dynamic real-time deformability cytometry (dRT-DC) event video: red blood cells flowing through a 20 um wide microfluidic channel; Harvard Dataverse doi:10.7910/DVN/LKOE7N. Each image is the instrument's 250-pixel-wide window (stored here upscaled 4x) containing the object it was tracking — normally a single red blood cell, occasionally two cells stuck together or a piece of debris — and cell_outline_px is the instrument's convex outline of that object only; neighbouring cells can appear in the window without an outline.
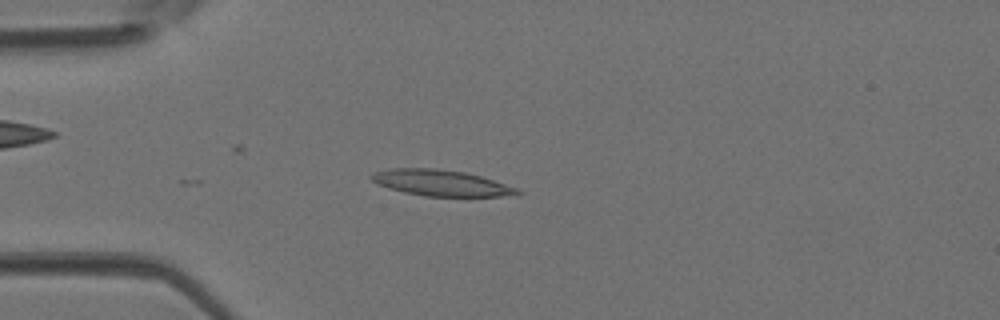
{"species": "Egyptian fruit bat (a non-hibernating species)", "species_latin": "Rousettus aegyptiacus", "temperature_condition": "room temperature", "stored_images_in_passage": 24, "camera_frame_rate_fps": 3000, "um_per_image_px": 0.085, "animal": {"sex": "female"}, "frame": {"image": 1, "passage_image": 12, "time_ms": 3.667, "image_size_px": [1000, 320], "cell_outline_px": [[524, 192], [516, 196], [424, 196], [404, 192], [388, 188], [376, 184], [368, 176], [372, 172], [392, 168], [436, 168], [464, 172], [480, 176], [520, 188]], "centroid_in_image_um": [37.51, 15.55], "position_along_channel_um": 47.5, "area_um2": 22.43}}
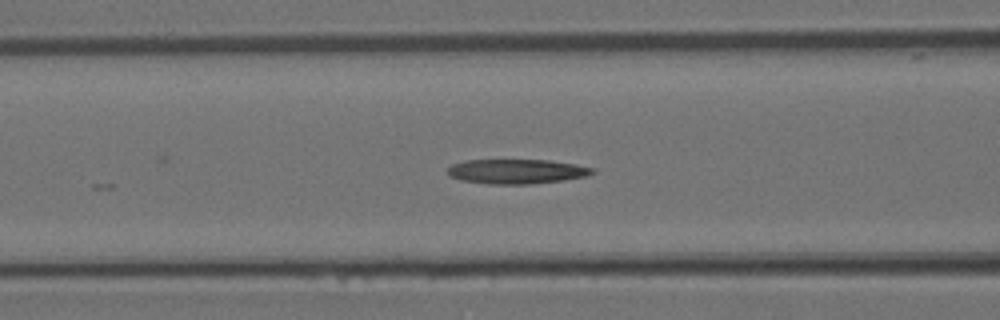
{"frame": {"image": 2, "passage_image": 18, "time_ms": 5.667, "image_size_px": [1000, 320], "cell_outline_px": [[596, 172], [588, 176], [564, 180], [528, 184], [488, 184], [460, 180], [448, 176], [448, 168], [452, 164], [464, 160], [548, 160], [572, 164], [592, 168]], "centroid_in_image_um": [43.87, 14.58], "position_along_channel_um": 122.7, "area_um2": 20.75}}
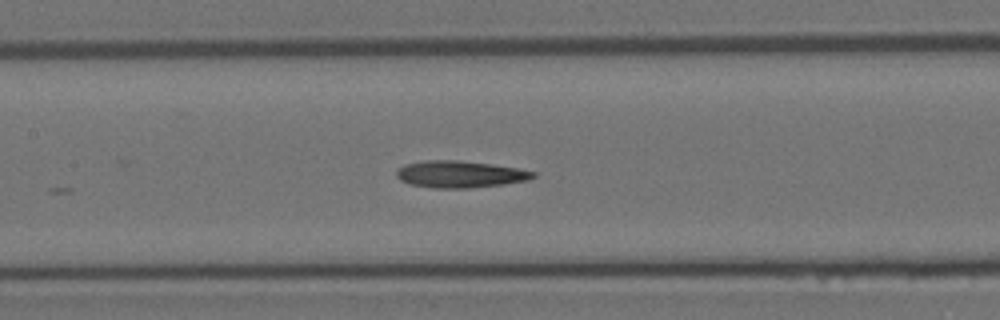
{"frame": {"image": 3, "passage_image": 21, "time_ms": 6.667, "image_size_px": [1000, 320], "cell_outline_px": [[536, 176], [528, 180], [504, 184], [468, 188], [432, 188], [412, 184], [400, 180], [396, 176], [396, 172], [404, 164], [424, 160], [460, 160], [492, 164], [516, 168], [536, 172]], "centroid_in_image_um": [39.1, 14.8], "position_along_channel_um": 168.3, "area_um2": 21.39}}